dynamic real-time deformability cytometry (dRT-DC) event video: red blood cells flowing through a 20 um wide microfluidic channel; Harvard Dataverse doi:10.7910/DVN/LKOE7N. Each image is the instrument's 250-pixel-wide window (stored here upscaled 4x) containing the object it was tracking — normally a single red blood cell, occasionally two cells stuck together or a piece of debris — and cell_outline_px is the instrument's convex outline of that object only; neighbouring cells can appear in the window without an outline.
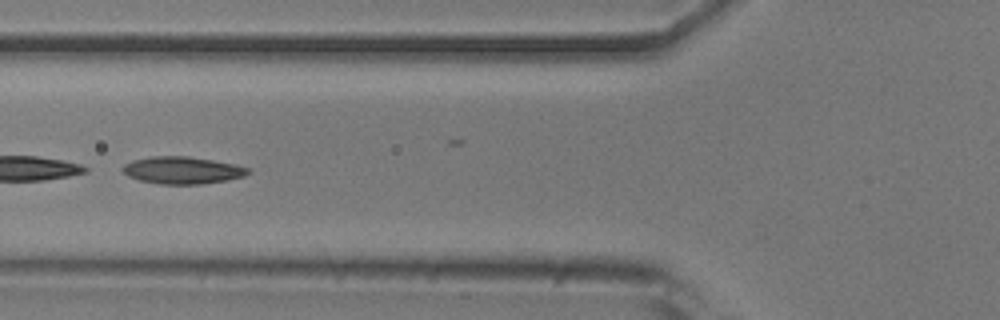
{"species": "common noctule bat (a hibernating species)", "species_latin": "Nyctalus noctula", "temperature_condition": "room temperature", "stored_images_in_passage": 30, "camera_frame_rate_fps": 3000, "um_per_image_px": 0.085, "animal": {"sex": "male", "body_mass_g": 20.5, "forearm_length_mm": 52.5}, "frame": {"image": 1, "passage_image": 19, "time_ms": 6.0, "image_size_px": [1000, 320], "cell_outline_px": [[252, 172], [244, 176], [228, 180], [200, 184], [160, 184], [140, 180], [128, 176], [120, 168], [124, 164], [132, 160], [152, 156], [188, 156], [236, 164], [248, 168]], "centroid_in_image_um": [15.5, 14.47], "position_along_channel_um": 110.3, "area_um2": 19.94}}
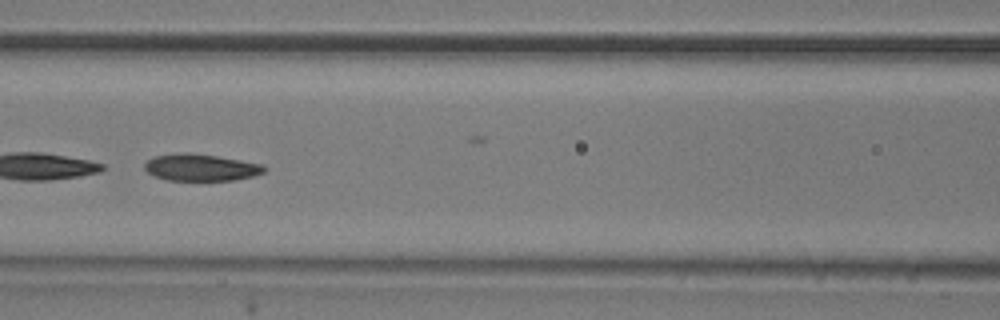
{"frame": {"image": 2, "passage_image": 22, "time_ms": 7.0, "image_size_px": [1000, 320], "cell_outline_px": [[268, 168], [264, 172], [252, 176], [236, 180], [168, 180], [156, 176], [148, 172], [144, 168], [144, 164], [148, 160], [156, 156], [180, 152], [188, 152], [216, 156], [264, 164]], "centroid_in_image_um": [17.1, 14.23], "position_along_channel_um": 149.5, "area_um2": 18.67}}